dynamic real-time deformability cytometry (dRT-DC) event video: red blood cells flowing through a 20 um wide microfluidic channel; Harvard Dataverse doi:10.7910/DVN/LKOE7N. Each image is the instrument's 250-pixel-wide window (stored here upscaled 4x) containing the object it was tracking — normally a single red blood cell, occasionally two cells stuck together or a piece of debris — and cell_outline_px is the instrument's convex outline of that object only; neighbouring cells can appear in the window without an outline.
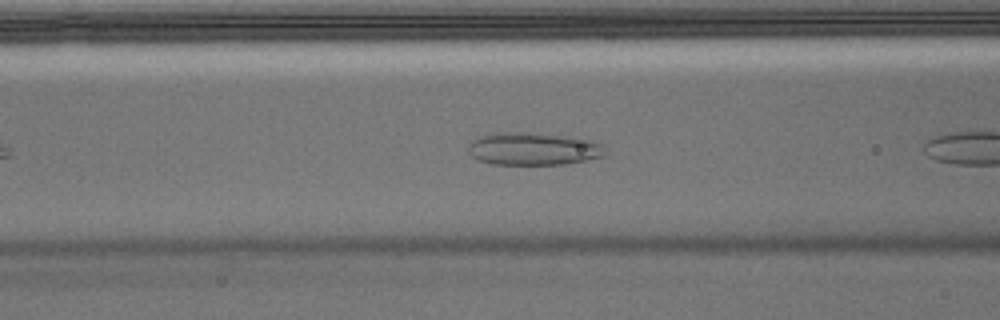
{"species": "Egyptian fruit bat (a non-hibernating species)", "species_latin": "Rousettus aegyptiacus", "temperature_condition": "warm", "stored_images_in_passage": 9, "camera_frame_rate_fps": 3000, "um_per_image_px": 0.085, "animal": {"sex": "male"}, "frame": {"image": 1, "passage_image": 7, "time_ms": 2.0, "image_size_px": [1000, 320], "cell_outline_px": [[604, 156], [588, 160], [564, 164], [492, 164], [480, 160], [472, 156], [468, 152], [468, 144], [476, 136], [496, 132], [528, 132], [576, 136], [592, 140], [604, 144]], "centroid_in_image_um": [45.34, 12.62], "position_along_channel_um": 121.3, "area_um2": 26.59}}